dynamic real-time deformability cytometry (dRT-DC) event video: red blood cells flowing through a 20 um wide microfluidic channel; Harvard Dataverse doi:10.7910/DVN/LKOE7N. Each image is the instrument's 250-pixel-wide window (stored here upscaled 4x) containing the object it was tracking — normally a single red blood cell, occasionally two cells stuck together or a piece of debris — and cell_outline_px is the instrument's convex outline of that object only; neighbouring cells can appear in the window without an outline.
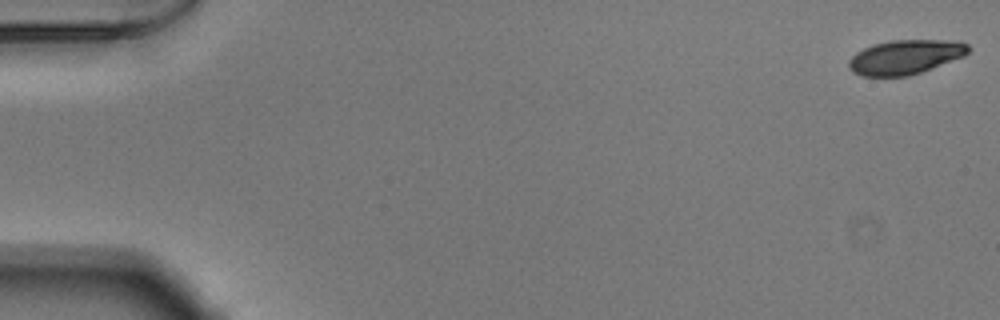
{"species": "Egyptian fruit bat (a non-hibernating species)", "species_latin": "Rousettus aegyptiacus", "temperature_condition": "warm", "stored_images_in_passage": 9, "camera_frame_rate_fps": 3000, "um_per_image_px": 0.085, "animal": {"sex": "male"}, "frame": {"image": 1, "passage_image": 1, "time_ms": 0.0, "image_size_px": [1000, 320], "cell_outline_px": [[972, 48], [964, 56], [920, 72], [908, 76], [860, 76], [852, 72], [848, 68], [848, 60], [856, 52], [872, 44], [888, 40], [960, 40], [968, 44]], "centroid_in_image_um": [76.94, 4.83], "position_along_channel_um": 8.1, "area_um2": 24.22}}